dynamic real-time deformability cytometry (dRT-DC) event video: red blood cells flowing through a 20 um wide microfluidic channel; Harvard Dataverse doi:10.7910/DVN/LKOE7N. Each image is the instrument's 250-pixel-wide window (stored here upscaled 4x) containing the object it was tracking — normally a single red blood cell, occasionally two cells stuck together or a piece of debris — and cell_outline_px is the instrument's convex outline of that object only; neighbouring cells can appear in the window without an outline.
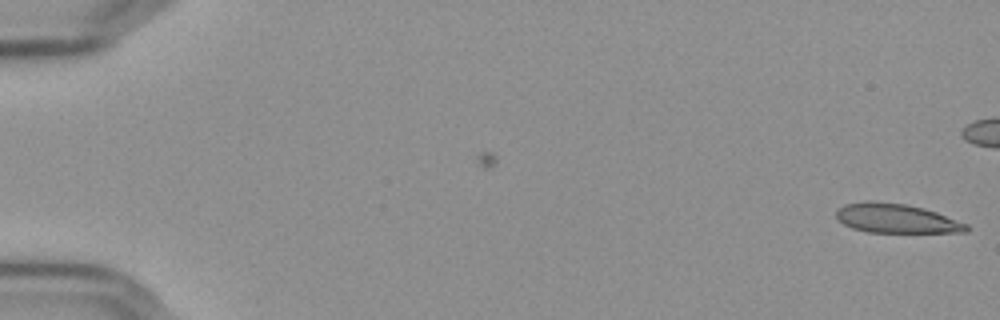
{"species": "Egyptian fruit bat (a non-hibernating species)", "species_latin": "Rousettus aegyptiacus", "temperature_condition": "cold", "stored_images_in_passage": 6, "camera_frame_rate_fps": 3000, "um_per_image_px": 0.085, "frame": {"image": 1, "passage_image": 6, "time_ms": 1.667, "image_size_px": [1000, 320], "cell_outline_px": [[968, 232], [868, 232], [852, 228], [836, 220], [836, 212], [844, 204], [904, 204], [924, 208], [936, 212], [968, 224]], "centroid_in_image_um": [76.24, 18.62], "position_along_channel_um": 8.8, "area_um2": 21.27}}